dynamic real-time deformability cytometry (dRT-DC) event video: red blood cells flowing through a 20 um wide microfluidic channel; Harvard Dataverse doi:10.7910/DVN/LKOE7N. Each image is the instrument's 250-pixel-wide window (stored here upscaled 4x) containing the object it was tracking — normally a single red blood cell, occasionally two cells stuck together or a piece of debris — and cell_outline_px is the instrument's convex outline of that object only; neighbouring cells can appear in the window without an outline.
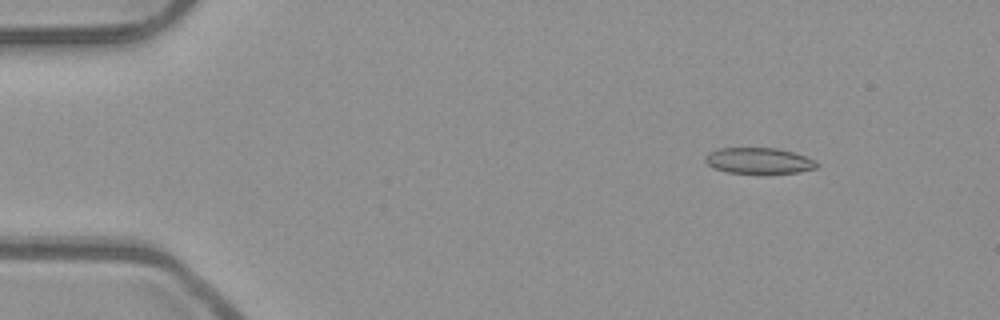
{"species": "common noctule bat (a hibernating species)", "species_latin": "Nyctalus noctula", "temperature_condition": "room temperature", "stored_images_in_passage": 53, "camera_frame_rate_fps": 3000, "um_per_image_px": 0.085, "animal": {"sex": "male", "body_mass_g": 23.1, "forearm_length_mm": 52.7}, "frame": {"image": 1, "passage_image": 7, "time_ms": 2.0, "image_size_px": [1000, 320], "cell_outline_px": [[820, 164], [816, 168], [800, 172], [728, 172], [716, 168], [708, 164], [704, 160], [704, 156], [708, 152], [716, 148], [776, 148], [792, 152], [816, 160]], "centroid_in_image_um": [64.49, 13.64], "position_along_channel_um": 20.5, "area_um2": 16.59}}
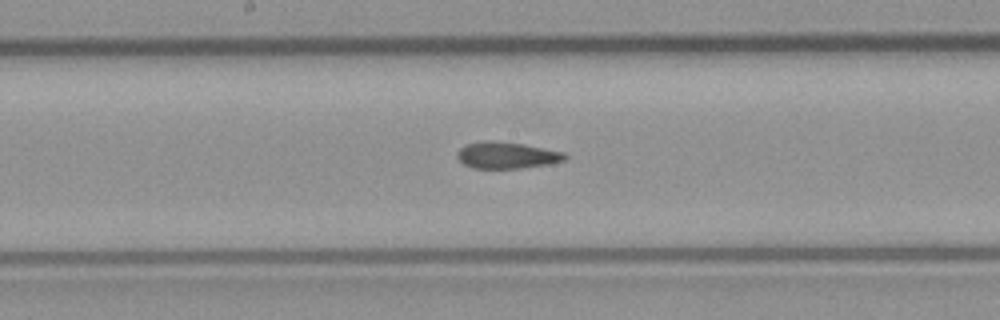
{"frame": {"image": 2, "passage_image": 28, "time_ms": 9.0, "image_size_px": [1000, 320], "cell_outline_px": [[568, 156], [564, 160], [548, 164], [520, 168], [472, 168], [464, 164], [456, 156], [456, 152], [464, 144], [484, 140], [492, 140], [524, 144], [564, 152]], "centroid_in_image_um": [43.03, 13.18], "position_along_channel_um": 205.2, "area_um2": 16.76}}
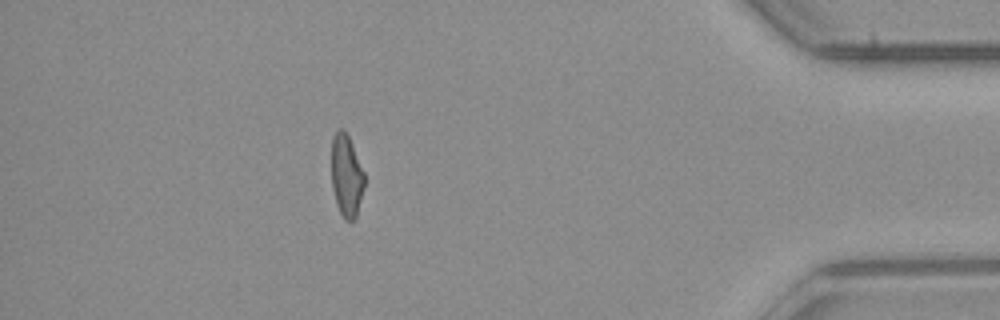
{"frame": {"image": 3, "passage_image": 47, "time_ms": 15.333, "image_size_px": [1000, 320], "cell_outline_px": [[364, 188], [356, 216], [352, 220], [344, 220], [336, 204], [332, 188], [332, 136], [340, 128], [344, 128], [348, 136], [364, 172]], "centroid_in_image_um": [29.44, 14.93], "position_along_channel_um": 405.8, "area_um2": 15.66}, "authors_computed_cell_mechanics": {"area_um2": 16.7042, "velocity_mm_per_s": 3.9514, "shape_relaxation_time_tau1_ms": null, "shape_relaxation_time_tau2_ms": 1.9871, "deformation_change_tau1": null, "deformation_change_tau2": 0.0784}}